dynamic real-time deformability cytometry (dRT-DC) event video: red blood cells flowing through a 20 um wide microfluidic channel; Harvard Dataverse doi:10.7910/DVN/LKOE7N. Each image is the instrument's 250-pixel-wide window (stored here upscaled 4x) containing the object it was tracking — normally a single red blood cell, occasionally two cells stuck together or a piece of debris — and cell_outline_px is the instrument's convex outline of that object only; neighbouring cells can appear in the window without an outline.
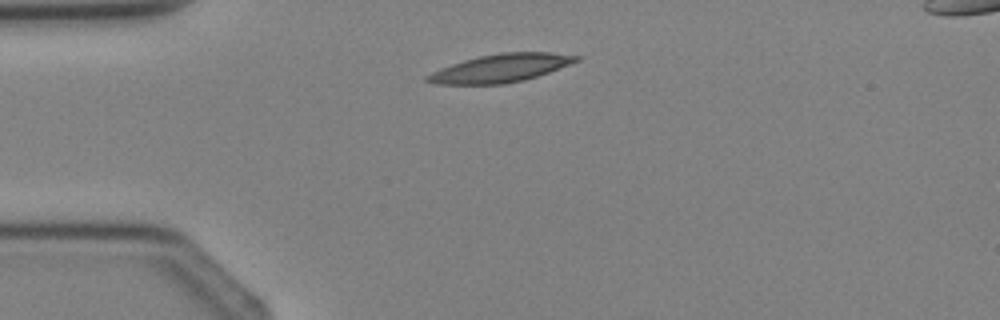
{"species": "Egyptian fruit bat (a non-hibernating species)", "species_latin": "Rousettus aegyptiacus", "temperature_condition": "cold", "stored_images_in_passage": 2, "camera_frame_rate_fps": 3000, "um_per_image_px": 0.085, "animal": {"sex": "female"}, "frame": {"image": 1, "passage_image": 1, "time_ms": 0.0, "image_size_px": [1000, 320], "cell_outline_px": [[580, 60], [548, 72], [524, 80], [504, 84], [436, 84], [424, 80], [424, 76], [440, 68], [464, 60], [480, 56], [500, 52], [552, 52], [580, 56]], "centroid_in_image_um": [42.53, 5.79], "position_along_channel_um": 42.5, "area_um2": 24.28}}
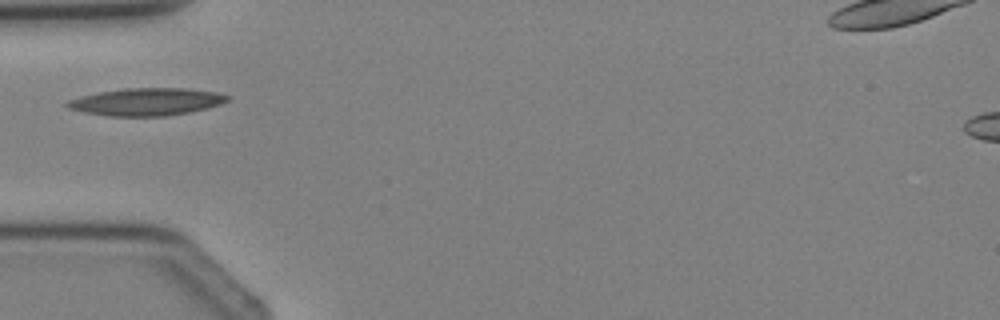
{"frame": {"image": 2, "passage_image": 2, "time_ms": 1.0, "image_size_px": [1000, 320], "cell_outline_px": [[232, 100], [220, 104], [192, 112], [164, 116], [112, 116], [84, 112], [68, 108], [64, 104], [68, 100], [80, 96], [100, 92], [124, 88], [184, 88], [216, 92], [232, 96]], "centroid_in_image_um": [12.49, 8.65], "position_along_channel_um": 72.5, "area_um2": 25.72}}